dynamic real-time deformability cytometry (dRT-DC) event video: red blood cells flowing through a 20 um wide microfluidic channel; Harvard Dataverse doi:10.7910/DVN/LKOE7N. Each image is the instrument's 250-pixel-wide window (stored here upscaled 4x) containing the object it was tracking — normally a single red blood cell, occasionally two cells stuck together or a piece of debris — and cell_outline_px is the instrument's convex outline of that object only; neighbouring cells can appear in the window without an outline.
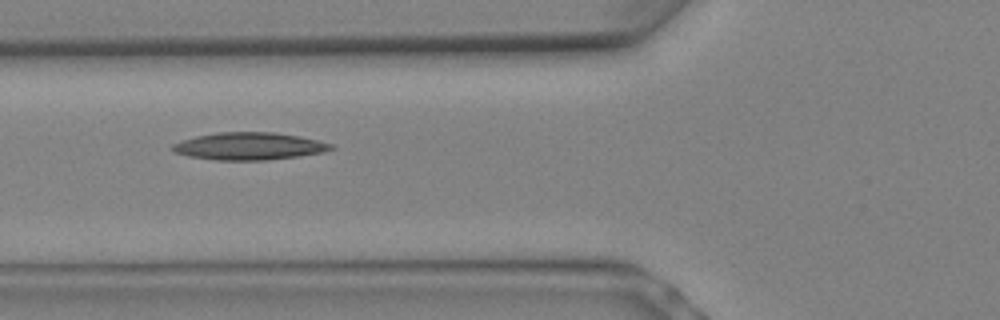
{"species": "Egyptian fruit bat (a non-hibernating species)", "species_latin": "Rousettus aegyptiacus", "temperature_condition": "warm", "stored_images_in_passage": 7, "camera_frame_rate_fps": 3000, "um_per_image_px": 0.085, "animal": {"sex": "female"}, "frame": {"image": 1, "passage_image": 6, "time_ms": 1.667, "image_size_px": [1000, 320], "cell_outline_px": [[336, 148], [324, 152], [300, 156], [268, 160], [216, 160], [188, 156], [176, 152], [172, 148], [172, 144], [196, 136], [220, 132], [276, 132], [300, 136], [332, 144]], "centroid_in_image_um": [21.23, 12.43], "position_along_channel_um": 104.6, "area_um2": 25.26}}